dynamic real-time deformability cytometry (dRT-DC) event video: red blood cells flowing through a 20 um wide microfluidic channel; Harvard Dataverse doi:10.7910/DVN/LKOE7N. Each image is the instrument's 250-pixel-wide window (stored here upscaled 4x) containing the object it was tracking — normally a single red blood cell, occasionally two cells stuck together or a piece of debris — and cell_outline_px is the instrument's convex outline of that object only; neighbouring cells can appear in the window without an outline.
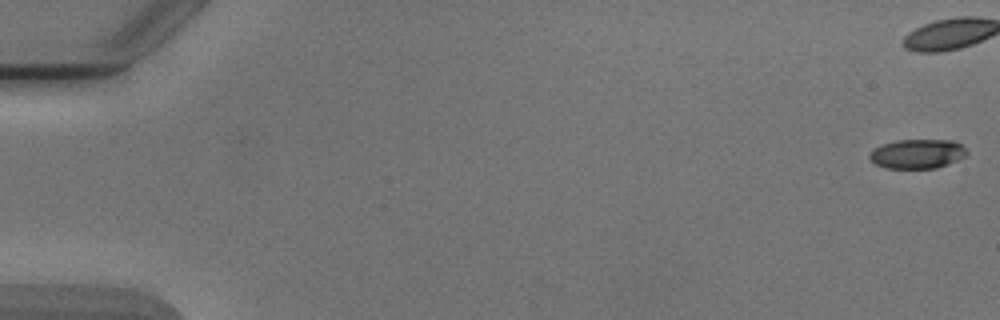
{"species": "Egyptian fruit bat (a non-hibernating species)", "species_latin": "Rousettus aegyptiacus", "temperature_condition": "cold", "stored_images_in_passage": 7, "camera_frame_rate_fps": 3000, "um_per_image_px": 0.085, "animal": {"sex": "male"}, "frame": {"image": 1, "passage_image": 1, "time_ms": 0.0, "image_size_px": [1000, 320], "cell_outline_px": [[968, 152], [964, 156], [948, 164], [936, 168], [888, 168], [876, 164], [868, 156], [880, 144], [896, 140], [952, 140], [968, 148]], "centroid_in_image_um": [78.0, 13.06], "position_along_channel_um": 7.0, "area_um2": 16.53}}